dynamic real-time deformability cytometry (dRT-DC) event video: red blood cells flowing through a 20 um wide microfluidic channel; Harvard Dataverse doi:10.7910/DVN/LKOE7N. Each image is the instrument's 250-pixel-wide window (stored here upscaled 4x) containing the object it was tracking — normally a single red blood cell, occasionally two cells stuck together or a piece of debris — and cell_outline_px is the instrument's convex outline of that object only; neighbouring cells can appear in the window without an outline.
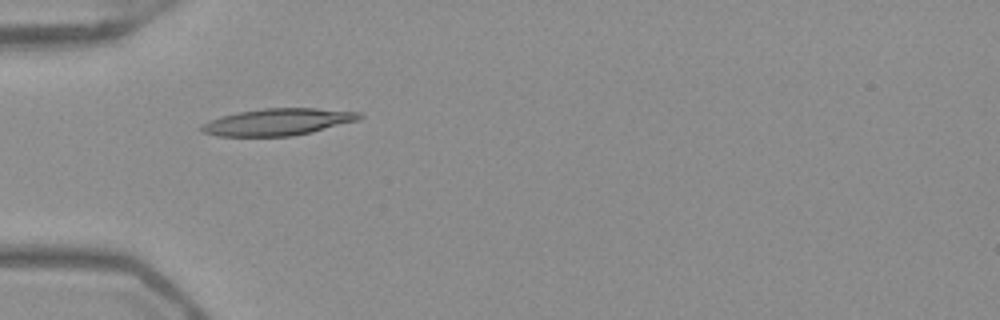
{"species": "Egyptian fruit bat (a non-hibernating species)", "species_latin": "Rousettus aegyptiacus", "temperature_condition": "warm", "stored_images_in_passage": 32, "camera_frame_rate_fps": 3000, "um_per_image_px": 0.085, "frame": {"image": 1, "passage_image": 1, "time_ms": 0.0, "image_size_px": [1000, 320], "cell_outline_px": [[364, 116], [356, 120], [312, 132], [292, 136], [216, 136], [200, 132], [200, 124], [208, 120], [220, 116], [240, 112], [264, 108], [316, 108], [360, 112]], "centroid_in_image_um": [23.55, 10.37], "position_along_channel_um": 61.5, "area_um2": 24.74}}
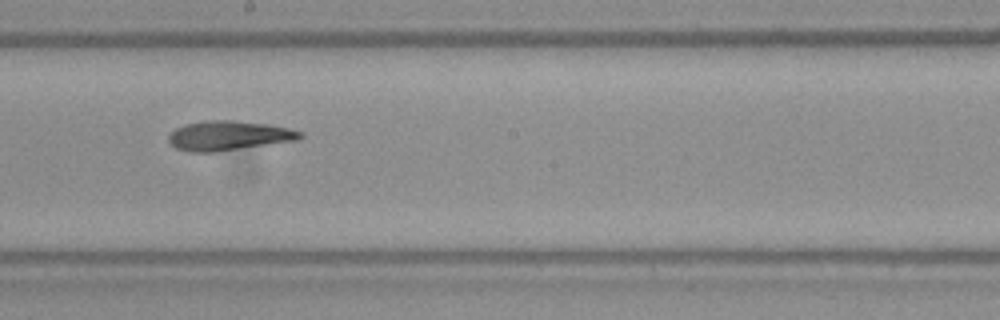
{"frame": {"image": 2, "passage_image": 14, "time_ms": 4.333, "image_size_px": [1000, 320], "cell_outline_px": [[304, 136], [296, 140], [216, 152], [192, 152], [176, 148], [168, 140], [168, 136], [176, 128], [184, 124], [204, 120], [236, 120], [268, 124], [288, 128], [304, 132]], "centroid_in_image_um": [19.44, 11.52], "position_along_channel_um": 228.8, "area_um2": 22.66}}
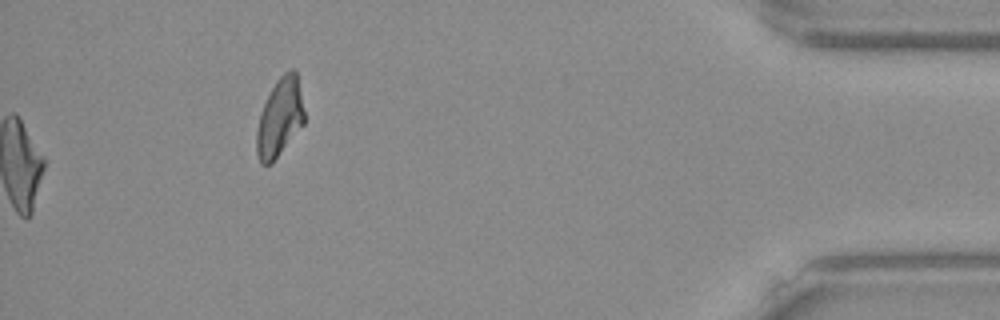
{"frame": {"image": 3, "passage_image": 32, "time_ms": 10.333, "image_size_px": [1000, 320], "cell_outline_px": [[304, 124], [272, 164], [260, 164], [256, 156], [256, 128], [260, 112], [276, 80], [284, 72], [292, 68], [296, 68], [304, 112]], "centroid_in_image_um": [23.76, 10.02], "position_along_channel_um": 411.4, "area_um2": 21.96}, "authors_computed_cell_mechanics": {"area_um2": 22.8599, "velocity_mm_per_s": 3.9384, "shape_relaxation_time_tau1_ms": 10.9105, "shape_relaxation_time_tau2_ms": 4.8622, "deformation_change_tau1": 0.2473, "deformation_change_tau2": 0.124}}